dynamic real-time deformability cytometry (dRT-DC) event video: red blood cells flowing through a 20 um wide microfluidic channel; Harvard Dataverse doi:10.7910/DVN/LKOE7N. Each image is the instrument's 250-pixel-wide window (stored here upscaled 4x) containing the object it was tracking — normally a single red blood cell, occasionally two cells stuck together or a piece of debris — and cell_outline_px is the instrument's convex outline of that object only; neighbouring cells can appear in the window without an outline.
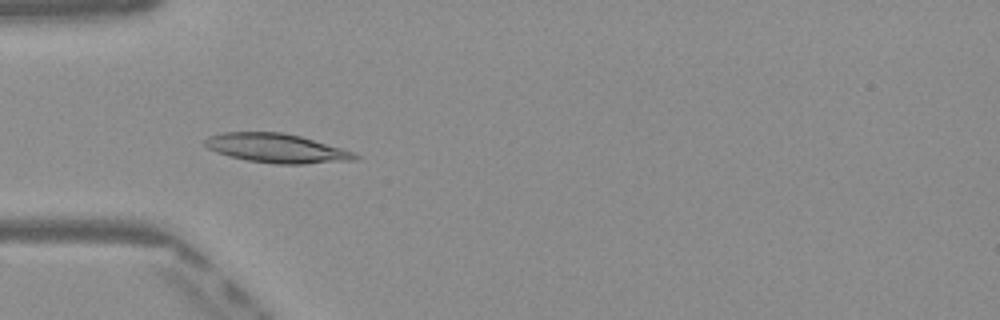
{"species": "Egyptian fruit bat (a non-hibernating species)", "species_latin": "Rousettus aegyptiacus", "temperature_condition": "warm", "stored_images_in_passage": 49, "camera_frame_rate_fps": 3000, "um_per_image_px": 0.085, "frame": {"image": 1, "passage_image": 15, "time_ms": 4.667, "image_size_px": [1000, 320], "cell_outline_px": [[360, 156], [356, 160], [304, 164], [272, 164], [244, 160], [228, 156], [216, 152], [208, 148], [204, 144], [204, 140], [208, 136], [224, 132], [280, 132], [300, 136], [340, 148], [352, 152]], "centroid_in_image_um": [23.46, 12.61], "position_along_channel_um": 61.5, "area_um2": 25.43}}
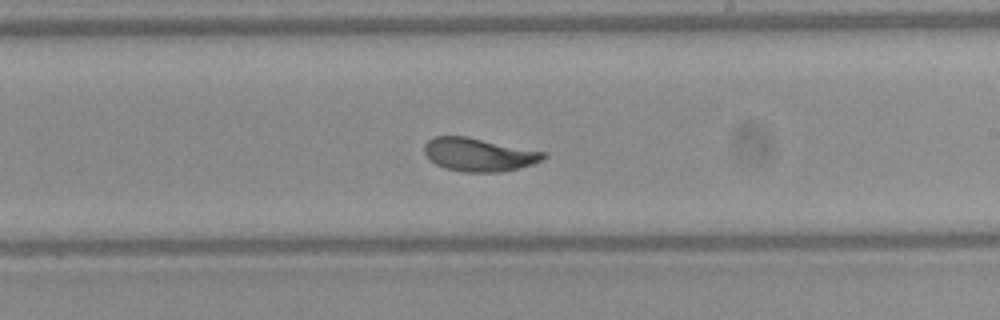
{"frame": {"image": 2, "passage_image": 29, "time_ms": 9.333, "image_size_px": [1000, 320], "cell_outline_px": [[548, 156], [544, 160], [532, 164], [500, 172], [464, 172], [444, 168], [436, 164], [424, 152], [424, 144], [428, 140], [436, 136], [464, 136], [548, 152]], "centroid_in_image_um": [40.74, 13.14], "position_along_channel_um": 248.3, "area_um2": 23.06}}
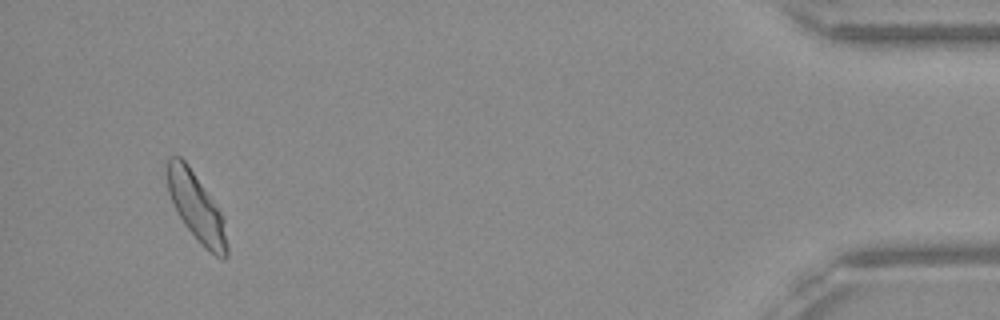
{"frame": {"image": 3, "passage_image": 47, "time_ms": 15.333, "image_size_px": [1000, 320], "cell_outline_px": [[228, 256], [224, 260], [216, 256], [200, 244], [184, 224], [168, 192], [168, 156], [180, 156], [188, 164], [224, 216], [228, 248]], "centroid_in_image_um": [16.74, 17.65], "position_along_channel_um": 418.5, "area_um2": 23.47}, "authors_computed_cell_mechanics": {"area_um2": 23.4668, "velocity_mm_per_s": 4.0435, "shape_relaxation_time_tau1_ms": 2.8846, "shape_relaxation_time_tau2_ms": 0.9715, "deformation_change_tau1": 0.1267, "deformation_change_tau2": 0.0359}}